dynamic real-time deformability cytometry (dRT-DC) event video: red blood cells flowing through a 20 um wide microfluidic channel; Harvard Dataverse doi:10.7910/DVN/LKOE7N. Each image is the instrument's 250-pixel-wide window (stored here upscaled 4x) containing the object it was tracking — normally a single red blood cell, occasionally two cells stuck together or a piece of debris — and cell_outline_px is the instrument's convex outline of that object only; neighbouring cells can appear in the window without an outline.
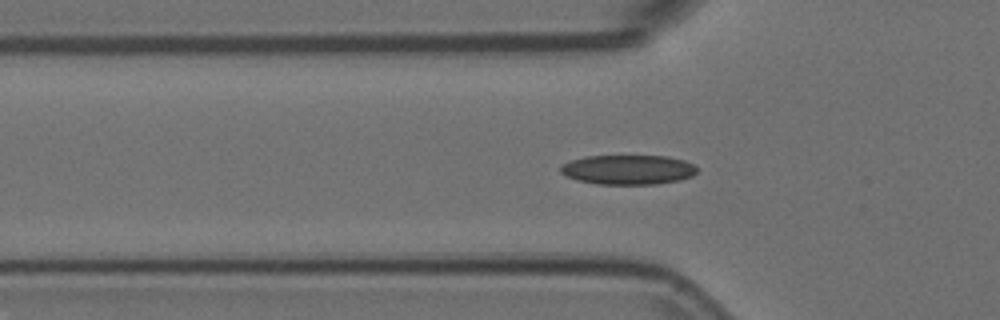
{"species": "Egyptian fruit bat (a non-hibernating species)", "species_latin": "Rousettus aegyptiacus", "temperature_condition": "room temperature", "stored_images_in_passage": 40, "camera_frame_rate_fps": 3000, "um_per_image_px": 0.085, "animal": {"sex": "female"}, "frame": {"image": 1, "passage_image": 2, "time_ms": 0.333, "image_size_px": [1000, 320], "cell_outline_px": [[696, 172], [692, 176], [680, 180], [656, 184], [596, 184], [576, 180], [560, 172], [560, 168], [564, 164], [572, 160], [584, 156], [668, 156], [684, 160], [692, 164], [696, 168]], "centroid_in_image_um": [53.39, 14.42], "position_along_channel_um": 72.4, "area_um2": 23.47}}
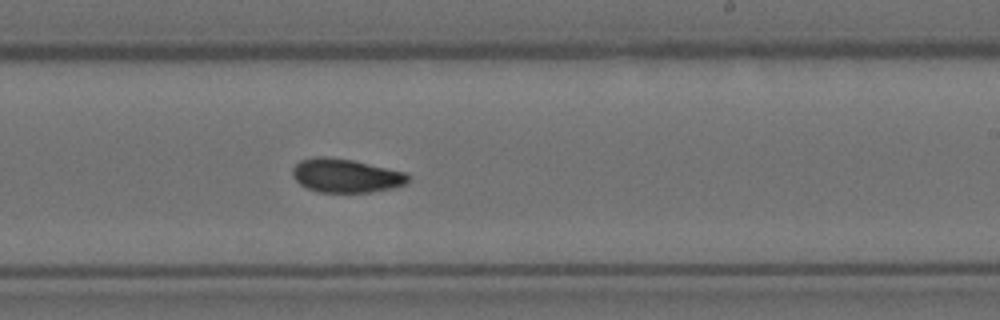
{"frame": {"image": 2, "passage_image": 17, "time_ms": 5.333, "image_size_px": [1000, 320], "cell_outline_px": [[408, 180], [404, 184], [392, 188], [372, 192], [320, 192], [308, 188], [300, 184], [292, 176], [292, 168], [300, 160], [316, 156], [328, 156], [352, 160], [404, 172], [408, 176]], "centroid_in_image_um": [29.34, 14.92], "position_along_channel_um": 259.7, "area_um2": 22.54}}
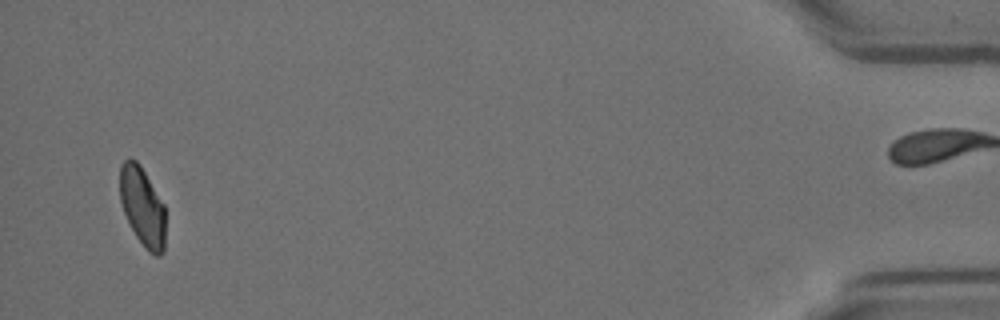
{"frame": {"image": 3, "passage_image": 37, "time_ms": 12.0, "image_size_px": [1000, 320], "cell_outline_px": [[164, 252], [160, 256], [156, 256], [148, 252], [144, 248], [136, 236], [124, 212], [120, 200], [120, 164], [128, 156], [136, 160], [140, 164], [164, 204]], "centroid_in_image_um": [12.1, 17.55], "position_along_channel_um": 423.1, "area_um2": 21.04}, "authors_computed_cell_mechanics": {"area_um2": 22.5709, "velocity_mm_per_s": 3.7351, "shape_relaxation_time_tau1_ms": 7.0692, "shape_relaxation_time_tau2_ms": 2.8169, "deformation_change_tau1": 0.1545, "deformation_change_tau2": 0.0726}}